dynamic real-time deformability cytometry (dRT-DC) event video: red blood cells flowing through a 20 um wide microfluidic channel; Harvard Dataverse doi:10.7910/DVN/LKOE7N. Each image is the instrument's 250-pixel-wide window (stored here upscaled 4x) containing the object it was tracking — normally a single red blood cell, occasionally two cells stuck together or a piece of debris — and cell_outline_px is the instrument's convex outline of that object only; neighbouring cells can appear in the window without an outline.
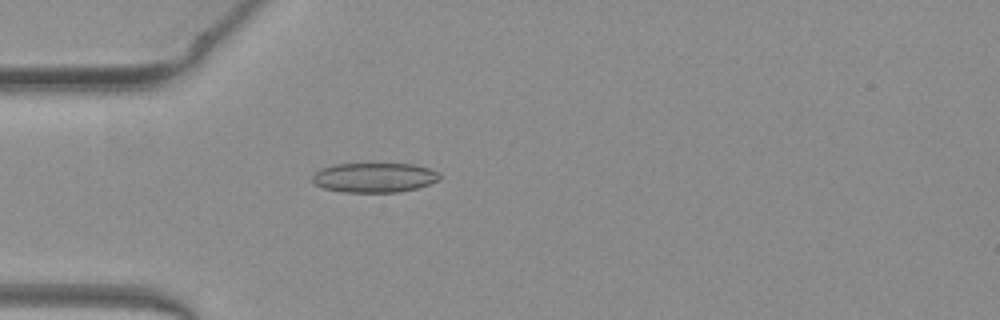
{"species": "common noctule bat (a hibernating species)", "species_latin": "Nyctalus noctula", "temperature_condition": "warm", "stored_images_in_passage": 46, "camera_frame_rate_fps": 3000, "um_per_image_px": 0.085, "animal": {"sex": "female", "body_mass_g": 19.3, "forearm_length_mm": 54.1}, "frame": {"image": 1, "passage_image": 10, "time_ms": 3.0, "image_size_px": [1000, 320], "cell_outline_px": [[440, 180], [416, 188], [396, 192], [344, 192], [324, 188], [316, 184], [312, 180], [312, 176], [320, 168], [336, 164], [416, 164], [432, 168], [440, 172]], "centroid_in_image_um": [31.86, 15.08], "position_along_channel_um": 53.1, "area_um2": 22.02}}
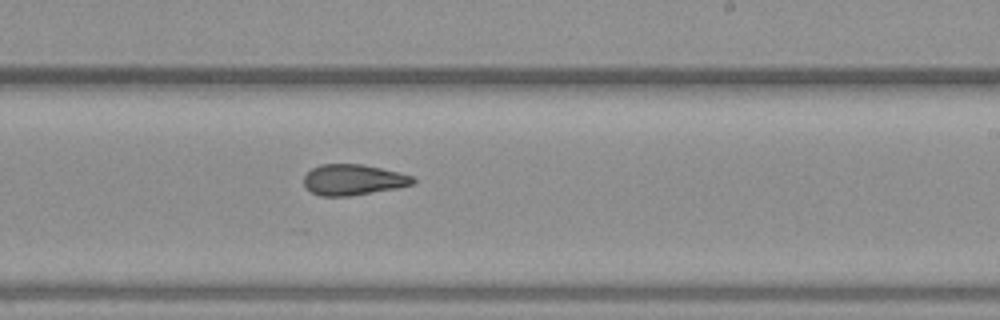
{"frame": {"image": 2, "passage_image": 26, "time_ms": 8.333, "image_size_px": [1000, 320], "cell_outline_px": [[416, 184], [396, 188], [352, 196], [320, 196], [312, 192], [304, 184], [304, 176], [312, 168], [320, 164], [360, 164], [380, 168], [412, 176], [416, 180]], "centroid_in_image_um": [30.02, 15.29], "position_along_channel_um": 259.0, "area_um2": 19.48}}
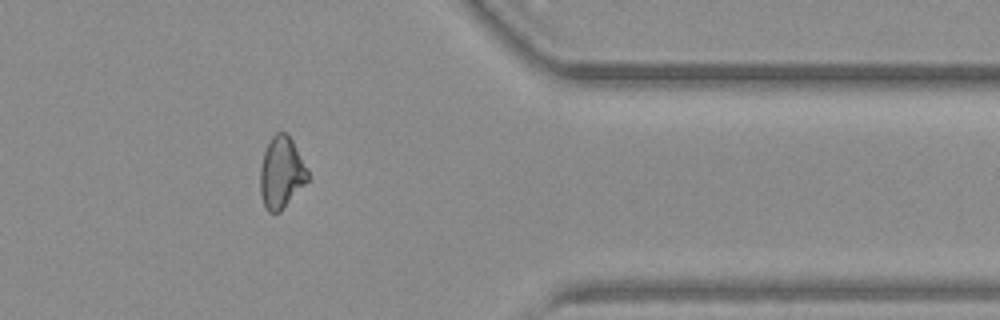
{"frame": {"image": 3, "passage_image": 37, "time_ms": 12.0, "image_size_px": [1000, 320], "cell_outline_px": [[308, 180], [280, 212], [268, 212], [264, 208], [260, 192], [260, 168], [264, 152], [272, 136], [276, 132], [284, 132], [292, 140], [308, 172]], "centroid_in_image_um": [23.88, 14.7], "position_along_channel_um": 387.5, "area_um2": 19.54}, "authors_computed_cell_mechanics": {"area_um2": 20.4323, "velocity_mm_per_s": 4.008, "shape_relaxation_time_tau1_ms": null, "shape_relaxation_time_tau2_ms": 2.9909, "deformation_change_tau1": null, "deformation_change_tau2": 0.1139}}